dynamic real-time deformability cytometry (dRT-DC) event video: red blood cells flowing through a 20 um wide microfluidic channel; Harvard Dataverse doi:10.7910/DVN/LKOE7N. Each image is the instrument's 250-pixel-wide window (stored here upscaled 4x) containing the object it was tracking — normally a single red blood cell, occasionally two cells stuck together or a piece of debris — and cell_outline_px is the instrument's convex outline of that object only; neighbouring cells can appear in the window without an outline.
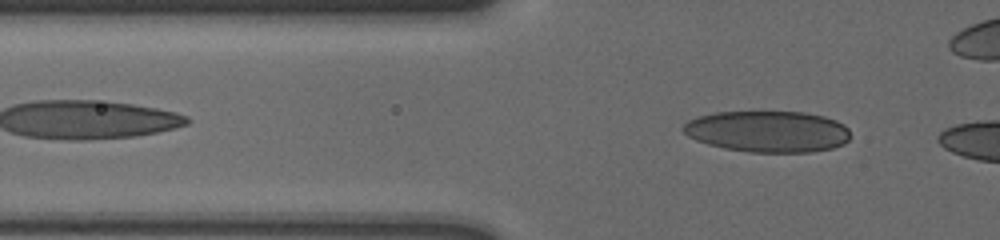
{"species": "human", "species_latin": "Homo sapiens", "temperature_condition": "cold", "stored_images_in_passage": 12, "segment_of_instrument_passage": [2, 2], "camera_frame_rate_fps": 3000, "um_per_image_px": 0.085, "donor": {"sex": "male"}, "frame": {"image": 1, "passage_image": 12, "time_ms": 3.667, "image_size_px": [1000, 240], "cell_outline_px": [[848, 140], [844, 144], [832, 148], [812, 152], [748, 152], [724, 148], [708, 144], [696, 140], [688, 136], [680, 128], [688, 120], [696, 116], [716, 112], [804, 112], [824, 116], [836, 120], [844, 124], [848, 128]], "centroid_in_image_um": [65.24, 11.17], "position_along_channel_um": 60.6, "area_um2": 40.46}}